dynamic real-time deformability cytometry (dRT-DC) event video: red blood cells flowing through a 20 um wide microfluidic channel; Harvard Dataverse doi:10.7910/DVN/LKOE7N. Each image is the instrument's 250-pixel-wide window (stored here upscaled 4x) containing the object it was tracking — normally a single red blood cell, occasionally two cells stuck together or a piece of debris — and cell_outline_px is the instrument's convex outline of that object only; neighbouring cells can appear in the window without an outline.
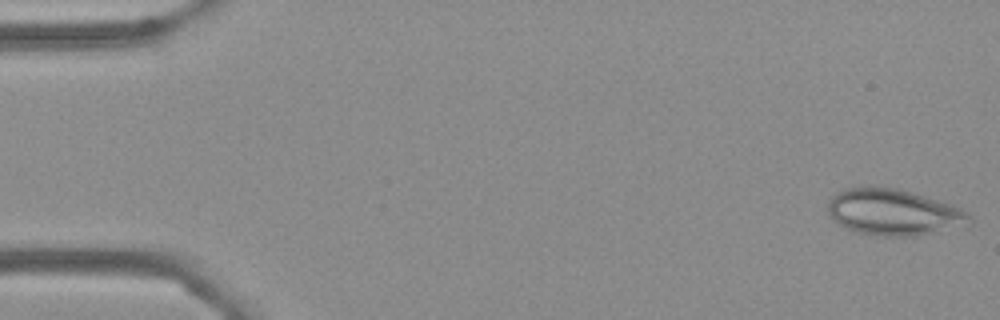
{"species": "Egyptian fruit bat (a non-hibernating species)", "species_latin": "Rousettus aegyptiacus", "temperature_condition": "cold", "stored_images_in_passage": 55, "camera_frame_rate_fps": 3000, "um_per_image_px": 0.085, "frame": {"image": 1, "passage_image": 1, "time_ms": 0.0, "image_size_px": [1000, 320], "cell_outline_px": [[972, 220], [968, 228], [916, 236], [884, 236], [860, 232], [848, 228], [840, 224], [828, 212], [828, 204], [832, 196], [836, 192], [844, 188], [860, 184], [876, 184], [896, 188], [924, 196], [960, 208], [972, 216]], "centroid_in_image_um": [76.0, 18.02], "position_along_channel_um": 9.0, "area_um2": 38.9}}
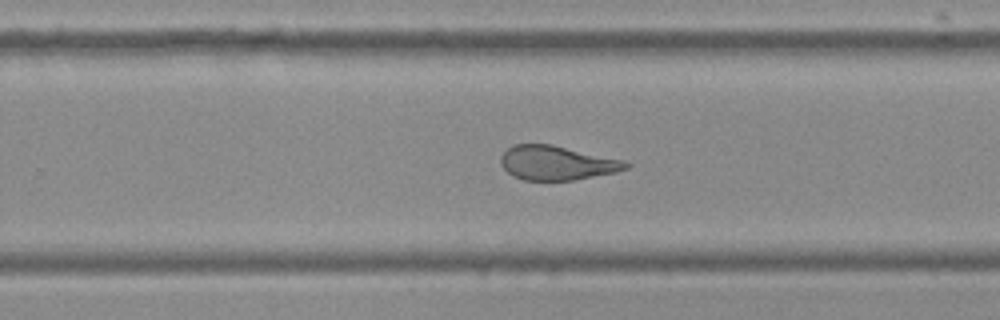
{"frame": {"image": 2, "passage_image": 35, "time_ms": 11.333, "image_size_px": [1000, 320], "cell_outline_px": [[632, 164], [628, 168], [616, 172], [572, 180], [524, 180], [512, 176], [500, 164], [500, 156], [512, 144], [552, 144], [624, 160]], "centroid_in_image_um": [47.32, 13.84], "position_along_channel_um": 282.5, "area_um2": 25.03}}
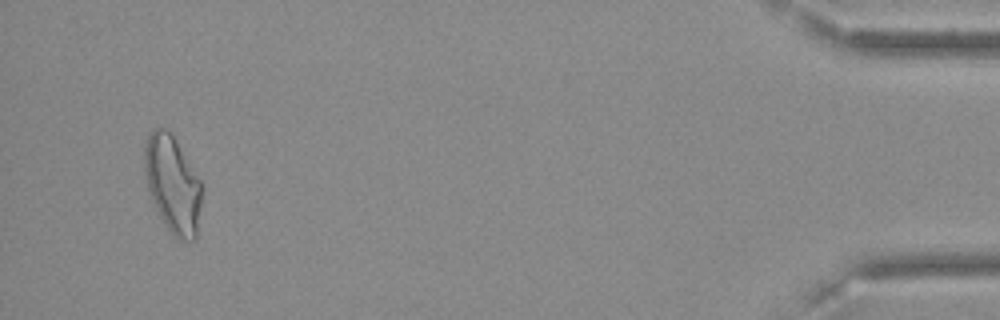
{"frame": {"image": 3, "passage_image": 53, "time_ms": 17.333, "image_size_px": [1000, 320], "cell_outline_px": [[204, 188], [196, 240], [176, 240], [172, 236], [156, 212], [148, 192], [144, 168], [144, 148], [148, 132], [152, 128], [168, 128], [200, 180]], "centroid_in_image_um": [14.67, 15.71], "position_along_channel_um": 420.5, "area_um2": 33.18}, "authors_computed_cell_mechanics": {"area_um2": 27.9752, "velocity_mm_per_s": 3.5935, "shape_relaxation_time_tau1_ms": null, "shape_relaxation_time_tau2_ms": 1.3192, "deformation_change_tau1": null, "deformation_change_tau2": 0.0913}}